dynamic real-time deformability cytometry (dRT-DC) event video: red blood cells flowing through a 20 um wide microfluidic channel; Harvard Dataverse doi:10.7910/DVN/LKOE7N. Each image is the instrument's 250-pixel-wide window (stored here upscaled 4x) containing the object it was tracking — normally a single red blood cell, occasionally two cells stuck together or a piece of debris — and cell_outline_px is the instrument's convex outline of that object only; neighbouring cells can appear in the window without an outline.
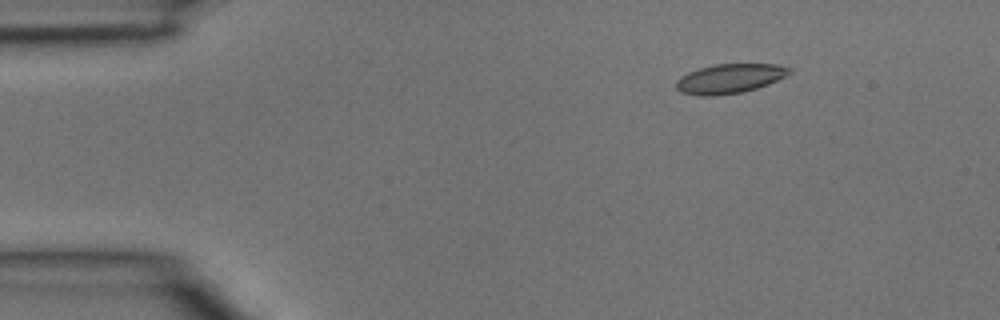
{"species": "common noctule bat (a hibernating species)", "species_latin": "Nyctalus noctula", "temperature_condition": "room temperature", "stored_images_in_passage": 5, "camera_frame_rate_fps": 3000, "um_per_image_px": 0.085, "animal": {"sex": "male", "body_mass_g": 15.6}, "frame": {"image": 1, "passage_image": 2, "time_ms": 0.333, "image_size_px": [1000, 320], "cell_outline_px": [[792, 72], [768, 84], [744, 92], [712, 96], [700, 96], [680, 92], [676, 88], [676, 80], [680, 76], [688, 72], [700, 68], [716, 64], [776, 64], [792, 68]], "centroid_in_image_um": [62.0, 6.68], "position_along_channel_um": 23.0, "area_um2": 19.42}}
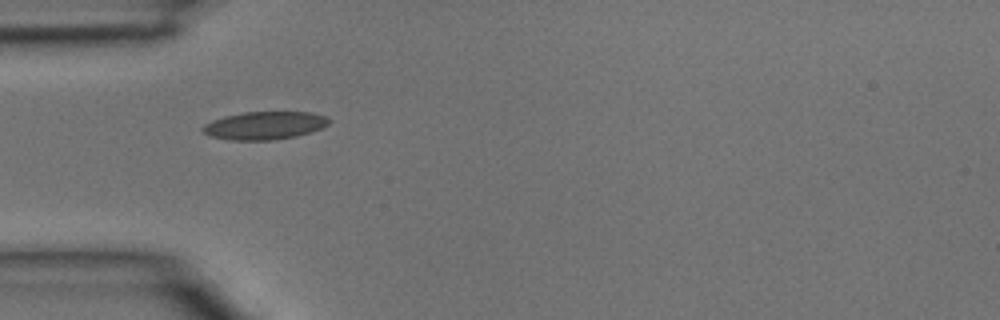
{"frame": {"image": 2, "passage_image": 4, "time_ms": 1.0, "image_size_px": [1000, 320], "cell_outline_px": [[332, 120], [324, 128], [296, 136], [272, 140], [228, 140], [212, 136], [204, 132], [200, 128], [204, 124], [212, 120], [224, 116], [244, 112], [312, 112], [324, 116]], "centroid_in_image_um": [22.5, 10.66], "position_along_channel_um": 62.5, "area_um2": 20.63}}